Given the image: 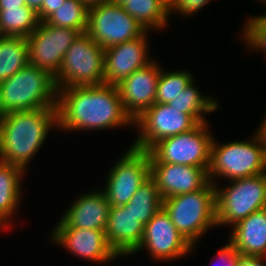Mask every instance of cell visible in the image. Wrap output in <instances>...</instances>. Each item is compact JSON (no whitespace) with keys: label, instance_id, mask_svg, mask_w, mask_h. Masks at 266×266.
<instances>
[{"label":"cell","instance_id":"1","mask_svg":"<svg viewBox=\"0 0 266 266\" xmlns=\"http://www.w3.org/2000/svg\"><path fill=\"white\" fill-rule=\"evenodd\" d=\"M56 107L60 131H101L134 125L117 86L106 83L58 89Z\"/></svg>","mask_w":266,"mask_h":266},{"label":"cell","instance_id":"2","mask_svg":"<svg viewBox=\"0 0 266 266\" xmlns=\"http://www.w3.org/2000/svg\"><path fill=\"white\" fill-rule=\"evenodd\" d=\"M51 128H58L57 107L0 116V160L26 172Z\"/></svg>","mask_w":266,"mask_h":266},{"label":"cell","instance_id":"3","mask_svg":"<svg viewBox=\"0 0 266 266\" xmlns=\"http://www.w3.org/2000/svg\"><path fill=\"white\" fill-rule=\"evenodd\" d=\"M57 96L54 76L29 63L0 82V116L15 111L56 108Z\"/></svg>","mask_w":266,"mask_h":266},{"label":"cell","instance_id":"4","mask_svg":"<svg viewBox=\"0 0 266 266\" xmlns=\"http://www.w3.org/2000/svg\"><path fill=\"white\" fill-rule=\"evenodd\" d=\"M253 139V140H252ZM266 173V143L259 130L252 138L228 143L211 144L208 180L217 185L219 177L228 181Z\"/></svg>","mask_w":266,"mask_h":266},{"label":"cell","instance_id":"5","mask_svg":"<svg viewBox=\"0 0 266 266\" xmlns=\"http://www.w3.org/2000/svg\"><path fill=\"white\" fill-rule=\"evenodd\" d=\"M162 207L194 249L208 229L217 227L216 186L210 181L200 190L164 199Z\"/></svg>","mask_w":266,"mask_h":266},{"label":"cell","instance_id":"6","mask_svg":"<svg viewBox=\"0 0 266 266\" xmlns=\"http://www.w3.org/2000/svg\"><path fill=\"white\" fill-rule=\"evenodd\" d=\"M228 183L224 188L215 185L217 226H234L251 213L266 208V173Z\"/></svg>","mask_w":266,"mask_h":266},{"label":"cell","instance_id":"7","mask_svg":"<svg viewBox=\"0 0 266 266\" xmlns=\"http://www.w3.org/2000/svg\"><path fill=\"white\" fill-rule=\"evenodd\" d=\"M57 89L104 83V49L86 32L81 33L66 51L56 74Z\"/></svg>","mask_w":266,"mask_h":266},{"label":"cell","instance_id":"8","mask_svg":"<svg viewBox=\"0 0 266 266\" xmlns=\"http://www.w3.org/2000/svg\"><path fill=\"white\" fill-rule=\"evenodd\" d=\"M207 123L200 122L189 131L158 141L148 150L149 156L155 162L209 167L211 144L215 136Z\"/></svg>","mask_w":266,"mask_h":266},{"label":"cell","instance_id":"9","mask_svg":"<svg viewBox=\"0 0 266 266\" xmlns=\"http://www.w3.org/2000/svg\"><path fill=\"white\" fill-rule=\"evenodd\" d=\"M103 193L110 206L126 205L138 188L150 177V156L132 146L109 170Z\"/></svg>","mask_w":266,"mask_h":266},{"label":"cell","instance_id":"10","mask_svg":"<svg viewBox=\"0 0 266 266\" xmlns=\"http://www.w3.org/2000/svg\"><path fill=\"white\" fill-rule=\"evenodd\" d=\"M146 30L112 1L88 9L86 33L103 49L134 40Z\"/></svg>","mask_w":266,"mask_h":266},{"label":"cell","instance_id":"11","mask_svg":"<svg viewBox=\"0 0 266 266\" xmlns=\"http://www.w3.org/2000/svg\"><path fill=\"white\" fill-rule=\"evenodd\" d=\"M197 124L189 114L180 112L177 108L154 103L134 119L133 126L139 131L131 146L148 151L158 141L189 131Z\"/></svg>","mask_w":266,"mask_h":266},{"label":"cell","instance_id":"12","mask_svg":"<svg viewBox=\"0 0 266 266\" xmlns=\"http://www.w3.org/2000/svg\"><path fill=\"white\" fill-rule=\"evenodd\" d=\"M82 32L65 27H55L40 21L38 27L26 38L29 63L53 75L59 72L64 55Z\"/></svg>","mask_w":266,"mask_h":266},{"label":"cell","instance_id":"13","mask_svg":"<svg viewBox=\"0 0 266 266\" xmlns=\"http://www.w3.org/2000/svg\"><path fill=\"white\" fill-rule=\"evenodd\" d=\"M142 249L147 250L154 260L168 261L186 257L193 246L181 235L163 207L144 227L143 239L133 256Z\"/></svg>","mask_w":266,"mask_h":266},{"label":"cell","instance_id":"14","mask_svg":"<svg viewBox=\"0 0 266 266\" xmlns=\"http://www.w3.org/2000/svg\"><path fill=\"white\" fill-rule=\"evenodd\" d=\"M149 31L140 37L104 49V83L118 85L137 69L153 61L149 57Z\"/></svg>","mask_w":266,"mask_h":266},{"label":"cell","instance_id":"15","mask_svg":"<svg viewBox=\"0 0 266 266\" xmlns=\"http://www.w3.org/2000/svg\"><path fill=\"white\" fill-rule=\"evenodd\" d=\"M51 241L57 246H63L68 252L96 263H107L119 258L108 244L103 230L84 228H54Z\"/></svg>","mask_w":266,"mask_h":266},{"label":"cell","instance_id":"16","mask_svg":"<svg viewBox=\"0 0 266 266\" xmlns=\"http://www.w3.org/2000/svg\"><path fill=\"white\" fill-rule=\"evenodd\" d=\"M209 167L155 162L150 157V176L162 200L202 189L208 182Z\"/></svg>","mask_w":266,"mask_h":266},{"label":"cell","instance_id":"17","mask_svg":"<svg viewBox=\"0 0 266 266\" xmlns=\"http://www.w3.org/2000/svg\"><path fill=\"white\" fill-rule=\"evenodd\" d=\"M159 65L154 59L116 85L122 105L133 120L155 103Z\"/></svg>","mask_w":266,"mask_h":266},{"label":"cell","instance_id":"18","mask_svg":"<svg viewBox=\"0 0 266 266\" xmlns=\"http://www.w3.org/2000/svg\"><path fill=\"white\" fill-rule=\"evenodd\" d=\"M110 204L101 190L83 193L67 208L54 228H84L106 231Z\"/></svg>","mask_w":266,"mask_h":266},{"label":"cell","instance_id":"19","mask_svg":"<svg viewBox=\"0 0 266 266\" xmlns=\"http://www.w3.org/2000/svg\"><path fill=\"white\" fill-rule=\"evenodd\" d=\"M144 227L130 208L110 206L106 226V238L118 256H130L140 245Z\"/></svg>","mask_w":266,"mask_h":266},{"label":"cell","instance_id":"20","mask_svg":"<svg viewBox=\"0 0 266 266\" xmlns=\"http://www.w3.org/2000/svg\"><path fill=\"white\" fill-rule=\"evenodd\" d=\"M230 235L227 240L241 256L266 257V208L235 224Z\"/></svg>","mask_w":266,"mask_h":266},{"label":"cell","instance_id":"21","mask_svg":"<svg viewBox=\"0 0 266 266\" xmlns=\"http://www.w3.org/2000/svg\"><path fill=\"white\" fill-rule=\"evenodd\" d=\"M26 172L18 167L0 161V228L9 229L13 215L20 207L21 182ZM22 178V179H21ZM22 180V181H21ZM12 217V218H11Z\"/></svg>","mask_w":266,"mask_h":266},{"label":"cell","instance_id":"22","mask_svg":"<svg viewBox=\"0 0 266 266\" xmlns=\"http://www.w3.org/2000/svg\"><path fill=\"white\" fill-rule=\"evenodd\" d=\"M120 5L146 31L167 27L170 16L169 4L165 0H125Z\"/></svg>","mask_w":266,"mask_h":266},{"label":"cell","instance_id":"23","mask_svg":"<svg viewBox=\"0 0 266 266\" xmlns=\"http://www.w3.org/2000/svg\"><path fill=\"white\" fill-rule=\"evenodd\" d=\"M195 79L184 90L170 101L168 105L177 108L180 112L189 114L197 123L208 122L205 114H210L219 108L216 99L200 92L195 84Z\"/></svg>","mask_w":266,"mask_h":266},{"label":"cell","instance_id":"24","mask_svg":"<svg viewBox=\"0 0 266 266\" xmlns=\"http://www.w3.org/2000/svg\"><path fill=\"white\" fill-rule=\"evenodd\" d=\"M29 64V48L25 37L3 36L0 39V82Z\"/></svg>","mask_w":266,"mask_h":266},{"label":"cell","instance_id":"25","mask_svg":"<svg viewBox=\"0 0 266 266\" xmlns=\"http://www.w3.org/2000/svg\"><path fill=\"white\" fill-rule=\"evenodd\" d=\"M37 13L30 7L0 9L3 36L28 38L39 25Z\"/></svg>","mask_w":266,"mask_h":266},{"label":"cell","instance_id":"26","mask_svg":"<svg viewBox=\"0 0 266 266\" xmlns=\"http://www.w3.org/2000/svg\"><path fill=\"white\" fill-rule=\"evenodd\" d=\"M162 202L157 184L150 176L125 206L131 209L142 224L146 225L161 209Z\"/></svg>","mask_w":266,"mask_h":266},{"label":"cell","instance_id":"27","mask_svg":"<svg viewBox=\"0 0 266 266\" xmlns=\"http://www.w3.org/2000/svg\"><path fill=\"white\" fill-rule=\"evenodd\" d=\"M88 9L79 0H65L44 22L55 27H65L86 32Z\"/></svg>","mask_w":266,"mask_h":266},{"label":"cell","instance_id":"28","mask_svg":"<svg viewBox=\"0 0 266 266\" xmlns=\"http://www.w3.org/2000/svg\"><path fill=\"white\" fill-rule=\"evenodd\" d=\"M195 78L187 70L165 71L161 73L157 82L155 103L168 104L188 86Z\"/></svg>","mask_w":266,"mask_h":266},{"label":"cell","instance_id":"29","mask_svg":"<svg viewBox=\"0 0 266 266\" xmlns=\"http://www.w3.org/2000/svg\"><path fill=\"white\" fill-rule=\"evenodd\" d=\"M242 36L248 49L266 53V14L247 17Z\"/></svg>","mask_w":266,"mask_h":266},{"label":"cell","instance_id":"30","mask_svg":"<svg viewBox=\"0 0 266 266\" xmlns=\"http://www.w3.org/2000/svg\"><path fill=\"white\" fill-rule=\"evenodd\" d=\"M211 0H172L169 4V15L177 12L180 16H191L198 13L205 5L209 4Z\"/></svg>","mask_w":266,"mask_h":266},{"label":"cell","instance_id":"31","mask_svg":"<svg viewBox=\"0 0 266 266\" xmlns=\"http://www.w3.org/2000/svg\"><path fill=\"white\" fill-rule=\"evenodd\" d=\"M218 259L221 261V266H238L241 255L236 251L234 246L227 241V244L224 245L221 249H219Z\"/></svg>","mask_w":266,"mask_h":266},{"label":"cell","instance_id":"32","mask_svg":"<svg viewBox=\"0 0 266 266\" xmlns=\"http://www.w3.org/2000/svg\"><path fill=\"white\" fill-rule=\"evenodd\" d=\"M64 2L65 0H44L41 9L37 12L39 21H44Z\"/></svg>","mask_w":266,"mask_h":266},{"label":"cell","instance_id":"33","mask_svg":"<svg viewBox=\"0 0 266 266\" xmlns=\"http://www.w3.org/2000/svg\"><path fill=\"white\" fill-rule=\"evenodd\" d=\"M266 257L241 256L238 266H266Z\"/></svg>","mask_w":266,"mask_h":266},{"label":"cell","instance_id":"34","mask_svg":"<svg viewBox=\"0 0 266 266\" xmlns=\"http://www.w3.org/2000/svg\"><path fill=\"white\" fill-rule=\"evenodd\" d=\"M26 6L25 0H0V9L20 8Z\"/></svg>","mask_w":266,"mask_h":266},{"label":"cell","instance_id":"35","mask_svg":"<svg viewBox=\"0 0 266 266\" xmlns=\"http://www.w3.org/2000/svg\"><path fill=\"white\" fill-rule=\"evenodd\" d=\"M87 9H90L92 7H96L100 4H103L104 2L110 1V0H79Z\"/></svg>","mask_w":266,"mask_h":266},{"label":"cell","instance_id":"36","mask_svg":"<svg viewBox=\"0 0 266 266\" xmlns=\"http://www.w3.org/2000/svg\"><path fill=\"white\" fill-rule=\"evenodd\" d=\"M44 0H25L26 5L36 13L41 9Z\"/></svg>","mask_w":266,"mask_h":266},{"label":"cell","instance_id":"37","mask_svg":"<svg viewBox=\"0 0 266 266\" xmlns=\"http://www.w3.org/2000/svg\"><path fill=\"white\" fill-rule=\"evenodd\" d=\"M259 124H260L259 125V128H257V129L259 130V132L261 133V135L264 137V140H265V143H266V117Z\"/></svg>","mask_w":266,"mask_h":266},{"label":"cell","instance_id":"38","mask_svg":"<svg viewBox=\"0 0 266 266\" xmlns=\"http://www.w3.org/2000/svg\"><path fill=\"white\" fill-rule=\"evenodd\" d=\"M110 1H112V2H114V3H117V4H121L122 2H124L125 0H110Z\"/></svg>","mask_w":266,"mask_h":266},{"label":"cell","instance_id":"39","mask_svg":"<svg viewBox=\"0 0 266 266\" xmlns=\"http://www.w3.org/2000/svg\"><path fill=\"white\" fill-rule=\"evenodd\" d=\"M259 2H262V4L264 3L266 5V0H259Z\"/></svg>","mask_w":266,"mask_h":266},{"label":"cell","instance_id":"40","mask_svg":"<svg viewBox=\"0 0 266 266\" xmlns=\"http://www.w3.org/2000/svg\"><path fill=\"white\" fill-rule=\"evenodd\" d=\"M3 37L2 31L0 29V39Z\"/></svg>","mask_w":266,"mask_h":266},{"label":"cell","instance_id":"41","mask_svg":"<svg viewBox=\"0 0 266 266\" xmlns=\"http://www.w3.org/2000/svg\"><path fill=\"white\" fill-rule=\"evenodd\" d=\"M168 4H170V2L172 1V0H165Z\"/></svg>","mask_w":266,"mask_h":266}]
</instances>
